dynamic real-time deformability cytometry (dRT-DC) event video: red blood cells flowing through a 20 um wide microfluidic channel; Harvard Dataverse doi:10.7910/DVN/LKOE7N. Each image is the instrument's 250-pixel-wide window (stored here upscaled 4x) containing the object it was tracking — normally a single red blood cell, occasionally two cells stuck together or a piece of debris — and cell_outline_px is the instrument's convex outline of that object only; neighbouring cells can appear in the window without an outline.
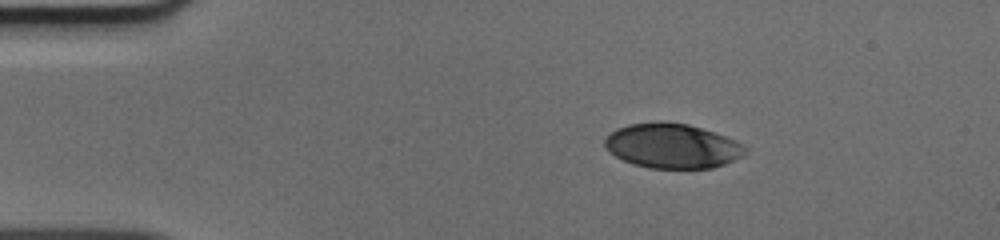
{"species": "human", "species_latin": "Homo sapiens", "temperature_condition": "cold", "stored_images_in_passage": 43, "camera_frame_rate_fps": 3000, "um_per_image_px": 0.085, "donor": {"sex": "male"}, "frame": {"image": 1, "passage_image": 1, "time_ms": 0.0, "image_size_px": [1000, 240], "cell_outline_px": [[748, 148], [740, 156], [724, 164], [712, 168], [648, 168], [632, 164], [616, 156], [604, 148], [604, 140], [616, 128], [628, 124], [660, 120], [688, 124], [736, 140], [744, 144]], "centroid_in_image_um": [57.1, 12.39], "position_along_channel_um": 27.9, "area_um2": 36.59}}
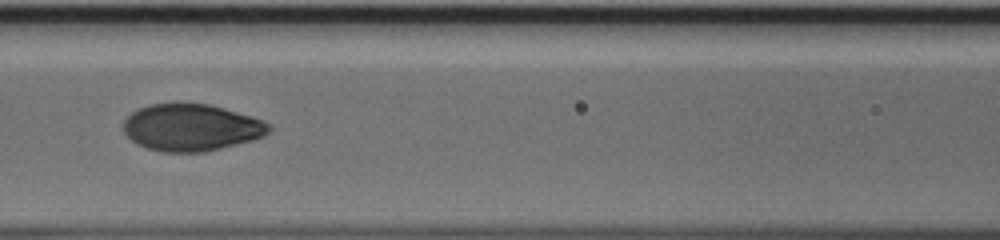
{"frame": {"image": 2, "passage_image": 15, "time_ms": 4.667, "image_size_px": [1000, 240], "cell_outline_px": [[272, 128], [264, 136], [252, 140], [204, 152], [164, 152], [148, 148], [136, 144], [124, 132], [124, 120], [132, 112], [148, 104], [208, 104], [224, 108], [252, 116], [264, 120], [272, 124]], "centroid_in_image_um": [16.29, 10.84], "position_along_channel_um": 150.3, "area_um2": 39.65}}
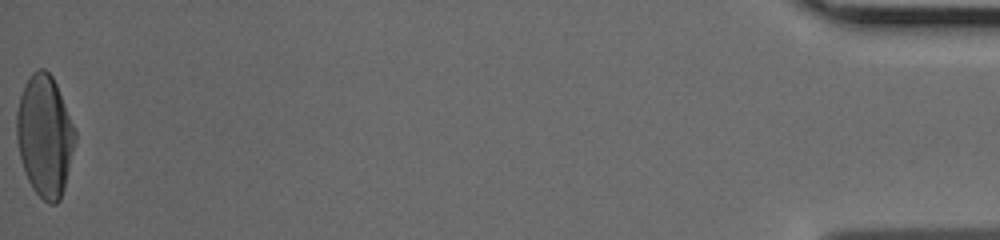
{"frame": {"image": 3, "passage_image": 43, "time_ms": 14.0, "image_size_px": [1000, 240], "cell_outline_px": [[76, 140], [64, 188], [60, 200], [56, 204], [48, 204], [32, 188], [24, 172], [16, 140], [16, 112], [20, 96], [24, 84], [32, 72], [40, 68], [44, 68], [52, 76], [56, 84], [76, 132]], "centroid_in_image_um": [3.79, 11.55], "position_along_channel_um": 431.4, "area_um2": 41.33}}